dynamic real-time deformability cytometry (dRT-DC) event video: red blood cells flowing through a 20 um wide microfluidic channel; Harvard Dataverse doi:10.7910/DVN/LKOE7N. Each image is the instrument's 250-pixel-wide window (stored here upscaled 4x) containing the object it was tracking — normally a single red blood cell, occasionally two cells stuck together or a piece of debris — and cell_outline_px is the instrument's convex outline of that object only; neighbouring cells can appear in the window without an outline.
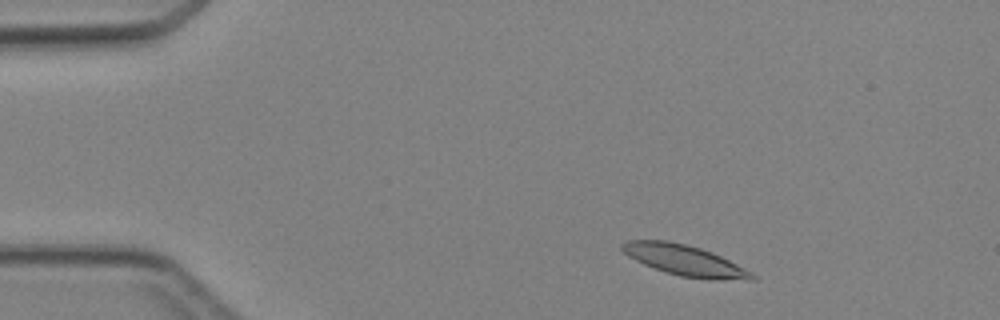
{"species": "Egyptian fruit bat (a non-hibernating species)", "species_latin": "Rousettus aegyptiacus", "temperature_condition": "cold", "stored_images_in_passage": 4, "camera_frame_rate_fps": 3000, "um_per_image_px": 0.085, "animal": {"sex": "female"}, "frame": {"image": 1, "passage_image": 1, "time_ms": 0.0, "image_size_px": [1000, 320], "cell_outline_px": [[756, 280], [708, 280], [680, 276], [664, 272], [644, 264], [628, 256], [620, 248], [620, 244], [624, 240], [668, 240], [700, 248], [712, 252], [752, 272], [756, 276]], "centroid_in_image_um": [58.19, 22.14], "position_along_channel_um": 26.8, "area_um2": 23.35}}
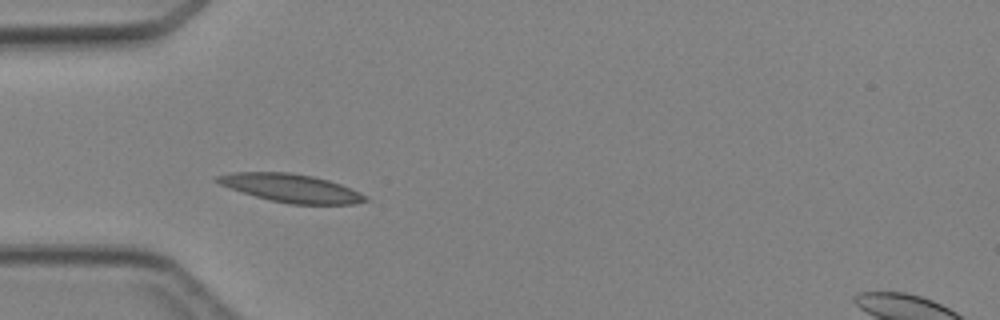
{"frame": {"image": 2, "passage_image": 3, "time_ms": 2.333, "image_size_px": [1000, 320], "cell_outline_px": [[372, 200], [356, 204], [288, 204], [256, 196], [220, 184], [212, 180], [216, 176], [232, 172], [288, 172], [312, 176], [328, 180], [352, 188], [368, 196]], "centroid_in_image_um": [24.8, 15.99], "position_along_channel_um": 60.2, "area_um2": 24.33}}
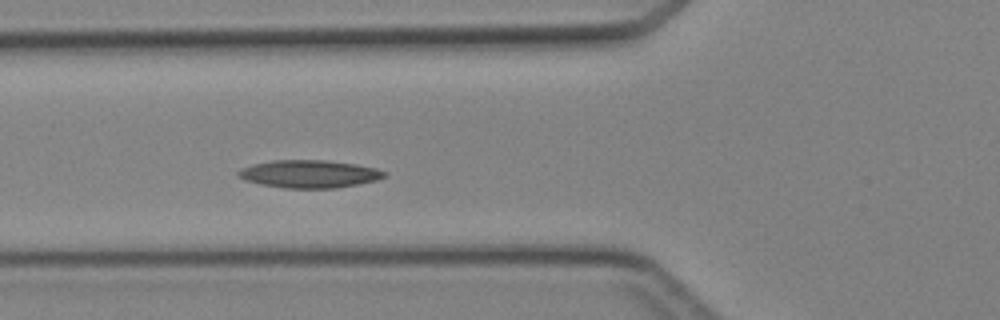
{"frame": {"image": 3, "passage_image": 4, "time_ms": 3.333, "image_size_px": [1000, 320], "cell_outline_px": [[388, 176], [376, 180], [336, 188], [284, 188], [260, 184], [244, 180], [236, 176], [236, 172], [252, 164], [272, 160], [328, 160], [356, 164], [376, 168], [388, 172]], "centroid_in_image_um": [26.29, 14.78], "position_along_channel_um": 99.5, "area_um2": 23.76}}